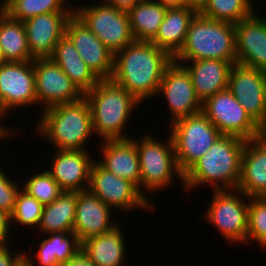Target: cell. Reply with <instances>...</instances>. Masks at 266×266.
Returning a JSON list of instances; mask_svg holds the SVG:
<instances>
[{"label":"cell","instance_id":"obj_1","mask_svg":"<svg viewBox=\"0 0 266 266\" xmlns=\"http://www.w3.org/2000/svg\"><path fill=\"white\" fill-rule=\"evenodd\" d=\"M172 61L154 43L134 41L114 55L111 80L142 103L157 96L164 70Z\"/></svg>","mask_w":266,"mask_h":266},{"label":"cell","instance_id":"obj_2","mask_svg":"<svg viewBox=\"0 0 266 266\" xmlns=\"http://www.w3.org/2000/svg\"><path fill=\"white\" fill-rule=\"evenodd\" d=\"M246 140L221 135L212 147L184 174L183 186L193 190L209 185L213 190H234L241 175V157ZM193 188V189H192Z\"/></svg>","mask_w":266,"mask_h":266},{"label":"cell","instance_id":"obj_3","mask_svg":"<svg viewBox=\"0 0 266 266\" xmlns=\"http://www.w3.org/2000/svg\"><path fill=\"white\" fill-rule=\"evenodd\" d=\"M89 104L94 134L101 140L132 138L124 132L125 125L138 101L131 93L112 80H100L84 93Z\"/></svg>","mask_w":266,"mask_h":266},{"label":"cell","instance_id":"obj_4","mask_svg":"<svg viewBox=\"0 0 266 266\" xmlns=\"http://www.w3.org/2000/svg\"><path fill=\"white\" fill-rule=\"evenodd\" d=\"M37 134L59 150H86L94 133L91 111L84 97L44 109L37 121Z\"/></svg>","mask_w":266,"mask_h":266},{"label":"cell","instance_id":"obj_5","mask_svg":"<svg viewBox=\"0 0 266 266\" xmlns=\"http://www.w3.org/2000/svg\"><path fill=\"white\" fill-rule=\"evenodd\" d=\"M235 25L203 16L200 12L190 22L185 42L173 61L220 59L237 63Z\"/></svg>","mask_w":266,"mask_h":266},{"label":"cell","instance_id":"obj_6","mask_svg":"<svg viewBox=\"0 0 266 266\" xmlns=\"http://www.w3.org/2000/svg\"><path fill=\"white\" fill-rule=\"evenodd\" d=\"M133 140L137 146L140 163V192L146 198L147 191L157 192L159 189L170 186L172 180H175L174 176L180 179L183 185V174L176 162L174 143L170 133L166 142L157 141L159 139H155L153 135H145L138 141Z\"/></svg>","mask_w":266,"mask_h":266},{"label":"cell","instance_id":"obj_7","mask_svg":"<svg viewBox=\"0 0 266 266\" xmlns=\"http://www.w3.org/2000/svg\"><path fill=\"white\" fill-rule=\"evenodd\" d=\"M170 126L175 158L182 174L222 135L202 112L179 119Z\"/></svg>","mask_w":266,"mask_h":266},{"label":"cell","instance_id":"obj_8","mask_svg":"<svg viewBox=\"0 0 266 266\" xmlns=\"http://www.w3.org/2000/svg\"><path fill=\"white\" fill-rule=\"evenodd\" d=\"M73 14L115 55L135 41L128 12L104 2L74 8Z\"/></svg>","mask_w":266,"mask_h":266},{"label":"cell","instance_id":"obj_9","mask_svg":"<svg viewBox=\"0 0 266 266\" xmlns=\"http://www.w3.org/2000/svg\"><path fill=\"white\" fill-rule=\"evenodd\" d=\"M233 191L213 190L204 218L223 234L226 242L246 244L249 197L238 189Z\"/></svg>","mask_w":266,"mask_h":266},{"label":"cell","instance_id":"obj_10","mask_svg":"<svg viewBox=\"0 0 266 266\" xmlns=\"http://www.w3.org/2000/svg\"><path fill=\"white\" fill-rule=\"evenodd\" d=\"M201 112L222 135H232L246 141L259 138L260 125L228 88L206 99Z\"/></svg>","mask_w":266,"mask_h":266},{"label":"cell","instance_id":"obj_11","mask_svg":"<svg viewBox=\"0 0 266 266\" xmlns=\"http://www.w3.org/2000/svg\"><path fill=\"white\" fill-rule=\"evenodd\" d=\"M88 190L112 210H153L150 199L148 200L134 183L106 170L97 160L91 167Z\"/></svg>","mask_w":266,"mask_h":266},{"label":"cell","instance_id":"obj_12","mask_svg":"<svg viewBox=\"0 0 266 266\" xmlns=\"http://www.w3.org/2000/svg\"><path fill=\"white\" fill-rule=\"evenodd\" d=\"M35 103L34 60L0 64V111L7 115L14 108Z\"/></svg>","mask_w":266,"mask_h":266},{"label":"cell","instance_id":"obj_13","mask_svg":"<svg viewBox=\"0 0 266 266\" xmlns=\"http://www.w3.org/2000/svg\"><path fill=\"white\" fill-rule=\"evenodd\" d=\"M159 94H163L170 109V124L202 111V103L195 94L190 73L175 61L164 70L157 92Z\"/></svg>","mask_w":266,"mask_h":266},{"label":"cell","instance_id":"obj_14","mask_svg":"<svg viewBox=\"0 0 266 266\" xmlns=\"http://www.w3.org/2000/svg\"><path fill=\"white\" fill-rule=\"evenodd\" d=\"M37 102L43 110L55 105L72 103L84 94L51 58L34 59Z\"/></svg>","mask_w":266,"mask_h":266},{"label":"cell","instance_id":"obj_15","mask_svg":"<svg viewBox=\"0 0 266 266\" xmlns=\"http://www.w3.org/2000/svg\"><path fill=\"white\" fill-rule=\"evenodd\" d=\"M228 89L259 125L266 119V71L233 64Z\"/></svg>","mask_w":266,"mask_h":266},{"label":"cell","instance_id":"obj_16","mask_svg":"<svg viewBox=\"0 0 266 266\" xmlns=\"http://www.w3.org/2000/svg\"><path fill=\"white\" fill-rule=\"evenodd\" d=\"M65 34L94 75L99 80H111L114 54L74 14L67 21Z\"/></svg>","mask_w":266,"mask_h":266},{"label":"cell","instance_id":"obj_17","mask_svg":"<svg viewBox=\"0 0 266 266\" xmlns=\"http://www.w3.org/2000/svg\"><path fill=\"white\" fill-rule=\"evenodd\" d=\"M73 12L36 15L25 20L27 44L33 59L50 58L55 45L65 35V27Z\"/></svg>","mask_w":266,"mask_h":266},{"label":"cell","instance_id":"obj_18","mask_svg":"<svg viewBox=\"0 0 266 266\" xmlns=\"http://www.w3.org/2000/svg\"><path fill=\"white\" fill-rule=\"evenodd\" d=\"M51 168L47 172L64 191L79 192L88 190L90 171L94 163L88 150H55Z\"/></svg>","mask_w":266,"mask_h":266},{"label":"cell","instance_id":"obj_19","mask_svg":"<svg viewBox=\"0 0 266 266\" xmlns=\"http://www.w3.org/2000/svg\"><path fill=\"white\" fill-rule=\"evenodd\" d=\"M237 63L266 71V19L254 12L235 25Z\"/></svg>","mask_w":266,"mask_h":266},{"label":"cell","instance_id":"obj_20","mask_svg":"<svg viewBox=\"0 0 266 266\" xmlns=\"http://www.w3.org/2000/svg\"><path fill=\"white\" fill-rule=\"evenodd\" d=\"M112 209L89 190L77 192V203L73 232L79 241L99 236L112 230L116 224L111 221Z\"/></svg>","mask_w":266,"mask_h":266},{"label":"cell","instance_id":"obj_21","mask_svg":"<svg viewBox=\"0 0 266 266\" xmlns=\"http://www.w3.org/2000/svg\"><path fill=\"white\" fill-rule=\"evenodd\" d=\"M101 142L103 145L100 151L103 159L97 162L116 176L130 180L140 190V163L133 138Z\"/></svg>","mask_w":266,"mask_h":266},{"label":"cell","instance_id":"obj_22","mask_svg":"<svg viewBox=\"0 0 266 266\" xmlns=\"http://www.w3.org/2000/svg\"><path fill=\"white\" fill-rule=\"evenodd\" d=\"M184 62H189V65H183ZM177 63L182 64L190 73L195 94L201 103L228 88L229 73L233 64L226 60L202 59Z\"/></svg>","mask_w":266,"mask_h":266},{"label":"cell","instance_id":"obj_23","mask_svg":"<svg viewBox=\"0 0 266 266\" xmlns=\"http://www.w3.org/2000/svg\"><path fill=\"white\" fill-rule=\"evenodd\" d=\"M236 189L248 197L266 196V142L260 138L246 141Z\"/></svg>","mask_w":266,"mask_h":266},{"label":"cell","instance_id":"obj_24","mask_svg":"<svg viewBox=\"0 0 266 266\" xmlns=\"http://www.w3.org/2000/svg\"><path fill=\"white\" fill-rule=\"evenodd\" d=\"M196 13L190 7H167L158 33L151 42L173 58L182 48L190 22Z\"/></svg>","mask_w":266,"mask_h":266},{"label":"cell","instance_id":"obj_25","mask_svg":"<svg viewBox=\"0 0 266 266\" xmlns=\"http://www.w3.org/2000/svg\"><path fill=\"white\" fill-rule=\"evenodd\" d=\"M84 94L100 80L78 54L73 42L65 34L55 45L50 57Z\"/></svg>","mask_w":266,"mask_h":266},{"label":"cell","instance_id":"obj_26","mask_svg":"<svg viewBox=\"0 0 266 266\" xmlns=\"http://www.w3.org/2000/svg\"><path fill=\"white\" fill-rule=\"evenodd\" d=\"M121 228L84 240L81 249L96 266H123L126 248Z\"/></svg>","mask_w":266,"mask_h":266},{"label":"cell","instance_id":"obj_27","mask_svg":"<svg viewBox=\"0 0 266 266\" xmlns=\"http://www.w3.org/2000/svg\"><path fill=\"white\" fill-rule=\"evenodd\" d=\"M167 6L156 0H141L129 11L130 28L135 41L151 42L163 22Z\"/></svg>","mask_w":266,"mask_h":266},{"label":"cell","instance_id":"obj_28","mask_svg":"<svg viewBox=\"0 0 266 266\" xmlns=\"http://www.w3.org/2000/svg\"><path fill=\"white\" fill-rule=\"evenodd\" d=\"M77 192L64 191L55 201L44 205L40 224V233L73 232Z\"/></svg>","mask_w":266,"mask_h":266},{"label":"cell","instance_id":"obj_29","mask_svg":"<svg viewBox=\"0 0 266 266\" xmlns=\"http://www.w3.org/2000/svg\"><path fill=\"white\" fill-rule=\"evenodd\" d=\"M0 52L4 62H25L31 57L25 25L0 12Z\"/></svg>","mask_w":266,"mask_h":266},{"label":"cell","instance_id":"obj_30","mask_svg":"<svg viewBox=\"0 0 266 266\" xmlns=\"http://www.w3.org/2000/svg\"><path fill=\"white\" fill-rule=\"evenodd\" d=\"M39 243L37 261L41 266H61L81 249V242L74 232H55Z\"/></svg>","mask_w":266,"mask_h":266},{"label":"cell","instance_id":"obj_31","mask_svg":"<svg viewBox=\"0 0 266 266\" xmlns=\"http://www.w3.org/2000/svg\"><path fill=\"white\" fill-rule=\"evenodd\" d=\"M67 0H11L3 11L12 19L24 22L36 15L54 12H73ZM70 8V9H69Z\"/></svg>","mask_w":266,"mask_h":266},{"label":"cell","instance_id":"obj_32","mask_svg":"<svg viewBox=\"0 0 266 266\" xmlns=\"http://www.w3.org/2000/svg\"><path fill=\"white\" fill-rule=\"evenodd\" d=\"M251 0H208L200 13L208 18L236 25L254 13Z\"/></svg>","mask_w":266,"mask_h":266},{"label":"cell","instance_id":"obj_33","mask_svg":"<svg viewBox=\"0 0 266 266\" xmlns=\"http://www.w3.org/2000/svg\"><path fill=\"white\" fill-rule=\"evenodd\" d=\"M22 190L43 205L52 203L64 192L47 170L34 174Z\"/></svg>","mask_w":266,"mask_h":266},{"label":"cell","instance_id":"obj_34","mask_svg":"<svg viewBox=\"0 0 266 266\" xmlns=\"http://www.w3.org/2000/svg\"><path fill=\"white\" fill-rule=\"evenodd\" d=\"M250 240L266 246V196L249 197L246 243Z\"/></svg>","mask_w":266,"mask_h":266},{"label":"cell","instance_id":"obj_35","mask_svg":"<svg viewBox=\"0 0 266 266\" xmlns=\"http://www.w3.org/2000/svg\"><path fill=\"white\" fill-rule=\"evenodd\" d=\"M43 208V204L20 189L16 197L14 212L11 215V223L17 221L18 224L38 228Z\"/></svg>","mask_w":266,"mask_h":266},{"label":"cell","instance_id":"obj_36","mask_svg":"<svg viewBox=\"0 0 266 266\" xmlns=\"http://www.w3.org/2000/svg\"><path fill=\"white\" fill-rule=\"evenodd\" d=\"M0 169V211L12 215L15 208L16 197L20 188Z\"/></svg>","mask_w":266,"mask_h":266},{"label":"cell","instance_id":"obj_37","mask_svg":"<svg viewBox=\"0 0 266 266\" xmlns=\"http://www.w3.org/2000/svg\"><path fill=\"white\" fill-rule=\"evenodd\" d=\"M11 215L6 212L0 211V248L8 246L7 237L10 235ZM7 244V245H6Z\"/></svg>","mask_w":266,"mask_h":266},{"label":"cell","instance_id":"obj_38","mask_svg":"<svg viewBox=\"0 0 266 266\" xmlns=\"http://www.w3.org/2000/svg\"><path fill=\"white\" fill-rule=\"evenodd\" d=\"M9 247L0 248V266H16L24 257L25 253L20 251L14 255L10 253Z\"/></svg>","mask_w":266,"mask_h":266},{"label":"cell","instance_id":"obj_39","mask_svg":"<svg viewBox=\"0 0 266 266\" xmlns=\"http://www.w3.org/2000/svg\"><path fill=\"white\" fill-rule=\"evenodd\" d=\"M61 266H96L89 257L80 249L66 263Z\"/></svg>","mask_w":266,"mask_h":266},{"label":"cell","instance_id":"obj_40","mask_svg":"<svg viewBox=\"0 0 266 266\" xmlns=\"http://www.w3.org/2000/svg\"><path fill=\"white\" fill-rule=\"evenodd\" d=\"M104 3L117 8L118 10L128 12L134 5L141 0H102Z\"/></svg>","mask_w":266,"mask_h":266},{"label":"cell","instance_id":"obj_41","mask_svg":"<svg viewBox=\"0 0 266 266\" xmlns=\"http://www.w3.org/2000/svg\"><path fill=\"white\" fill-rule=\"evenodd\" d=\"M167 7H187V0H156Z\"/></svg>","mask_w":266,"mask_h":266},{"label":"cell","instance_id":"obj_42","mask_svg":"<svg viewBox=\"0 0 266 266\" xmlns=\"http://www.w3.org/2000/svg\"><path fill=\"white\" fill-rule=\"evenodd\" d=\"M207 2L208 0H187V7L193 8L197 12H200Z\"/></svg>","mask_w":266,"mask_h":266},{"label":"cell","instance_id":"obj_43","mask_svg":"<svg viewBox=\"0 0 266 266\" xmlns=\"http://www.w3.org/2000/svg\"><path fill=\"white\" fill-rule=\"evenodd\" d=\"M5 114L2 113L0 111V117L2 118ZM9 128H6L3 124L1 125L0 124V141H2V139H7L6 137L10 134L11 135V130H10V133H9Z\"/></svg>","mask_w":266,"mask_h":266},{"label":"cell","instance_id":"obj_44","mask_svg":"<svg viewBox=\"0 0 266 266\" xmlns=\"http://www.w3.org/2000/svg\"><path fill=\"white\" fill-rule=\"evenodd\" d=\"M28 257V258H27ZM34 260L29 257V255L24 254V257L18 262L16 266H35Z\"/></svg>","mask_w":266,"mask_h":266},{"label":"cell","instance_id":"obj_45","mask_svg":"<svg viewBox=\"0 0 266 266\" xmlns=\"http://www.w3.org/2000/svg\"><path fill=\"white\" fill-rule=\"evenodd\" d=\"M259 138L266 142V119L260 124Z\"/></svg>","mask_w":266,"mask_h":266},{"label":"cell","instance_id":"obj_46","mask_svg":"<svg viewBox=\"0 0 266 266\" xmlns=\"http://www.w3.org/2000/svg\"><path fill=\"white\" fill-rule=\"evenodd\" d=\"M3 2H0V12L3 11V8L11 1V0H2Z\"/></svg>","mask_w":266,"mask_h":266},{"label":"cell","instance_id":"obj_47","mask_svg":"<svg viewBox=\"0 0 266 266\" xmlns=\"http://www.w3.org/2000/svg\"><path fill=\"white\" fill-rule=\"evenodd\" d=\"M3 62H4V60H3L1 52H0V64H2Z\"/></svg>","mask_w":266,"mask_h":266}]
</instances>
